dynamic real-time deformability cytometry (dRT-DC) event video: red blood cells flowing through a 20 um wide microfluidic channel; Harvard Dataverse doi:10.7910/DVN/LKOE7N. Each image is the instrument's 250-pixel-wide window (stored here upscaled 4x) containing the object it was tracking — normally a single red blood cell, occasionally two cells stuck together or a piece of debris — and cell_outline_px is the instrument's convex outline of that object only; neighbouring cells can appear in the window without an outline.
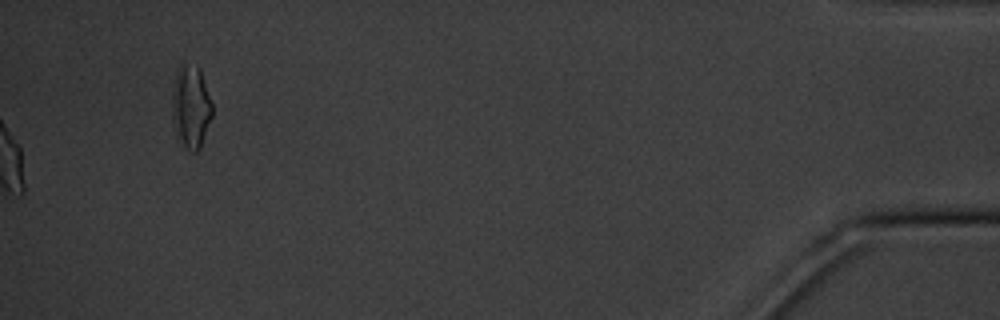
{"species": "common noctule bat (a hibernating species)", "species_latin": "Nyctalus noctula", "temperature_condition": "cold", "stored_images_in_passage": 17, "camera_frame_rate_fps": 3000, "um_per_image_px": 0.085, "animal": {"sex": "male", "body_mass_g": 20.1, "forearm_length_mm": 53.5}, "frame": {"image": 1, "passage_image": 17, "time_ms": 18.667, "image_size_px": [1000, 320], "cell_outline_px": [[212, 116], [200, 148], [196, 152], [192, 152], [184, 144], [172, 128], [172, 84], [176, 72], [180, 64], [196, 64], [200, 68], [212, 104]], "centroid_in_image_um": [16.2, 9.02], "position_along_channel_um": 419.0, "area_um2": 19.54}, "authors_computed_cell_mechanics": {"area_um2": 18.9584, "velocity_mm_per_s": 3.3615, "shape_relaxation_time_tau1_ms": 1.071, "shape_relaxation_time_tau2_ms": null, "deformation_change_tau1": 0.0741, "deformation_change_tau2": null}}